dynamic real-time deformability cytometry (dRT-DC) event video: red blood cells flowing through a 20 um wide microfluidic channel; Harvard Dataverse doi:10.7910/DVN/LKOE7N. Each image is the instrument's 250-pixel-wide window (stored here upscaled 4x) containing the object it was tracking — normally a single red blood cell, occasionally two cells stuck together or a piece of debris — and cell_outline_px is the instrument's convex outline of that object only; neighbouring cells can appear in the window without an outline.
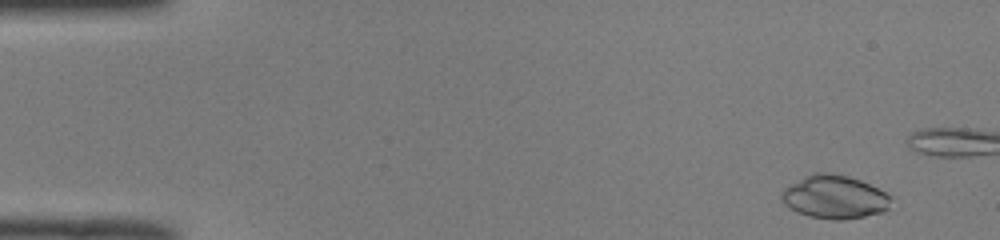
{"species": "common noctule bat (a hibernating species)", "species_latin": "Nyctalus noctula", "temperature_condition": "room temperature", "stored_images_in_passage": 19, "camera_frame_rate_fps": 3000, "um_per_image_px": 0.085, "animal": {"sex": "male", "body_mass_g": 19.0, "forearm_length_mm": 50.8}, "frame": {"image": 1, "passage_image": 3, "time_ms": 0.667, "image_size_px": [1000, 240], "cell_outline_px": [[892, 196], [888, 208], [884, 212], [844, 220], [832, 220], [808, 216], [796, 212], [784, 204], [780, 200], [780, 192], [784, 188], [816, 172], [828, 172], [848, 176], [860, 180]], "centroid_in_image_um": [70.92, 16.76], "position_along_channel_um": 14.1, "area_um2": 27.57}}